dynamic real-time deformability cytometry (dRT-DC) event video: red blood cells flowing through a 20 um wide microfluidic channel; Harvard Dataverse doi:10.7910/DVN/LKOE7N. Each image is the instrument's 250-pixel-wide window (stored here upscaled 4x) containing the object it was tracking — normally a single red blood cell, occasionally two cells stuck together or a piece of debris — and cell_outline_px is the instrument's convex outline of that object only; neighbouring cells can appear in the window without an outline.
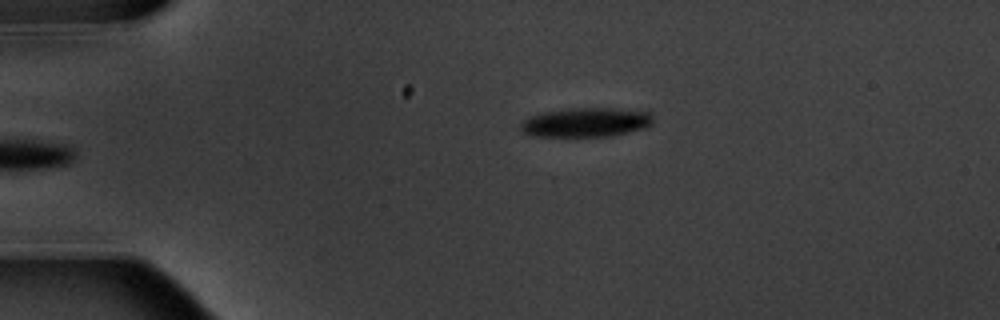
{"species": "common noctule bat (a hibernating species)", "species_latin": "Nyctalus noctula", "temperature_condition": "warm", "stored_images_in_passage": 3, "camera_frame_rate_fps": 3000, "um_per_image_px": 0.085, "animal": {"sex": "male", "body_mass_g": 20.1, "forearm_length_mm": 53.5}, "frame": {"image": 1, "passage_image": 3, "time_ms": 2.333, "image_size_px": [1000, 320], "cell_outline_px": [[652, 124], [644, 128], [612, 136], [528, 136], [520, 132], [520, 124], [528, 116], [544, 112], [568, 108], [612, 108], [648, 112], [652, 116]], "centroid_in_image_um": [49.74, 10.4], "position_along_channel_um": 35.3, "area_um2": 22.66}}